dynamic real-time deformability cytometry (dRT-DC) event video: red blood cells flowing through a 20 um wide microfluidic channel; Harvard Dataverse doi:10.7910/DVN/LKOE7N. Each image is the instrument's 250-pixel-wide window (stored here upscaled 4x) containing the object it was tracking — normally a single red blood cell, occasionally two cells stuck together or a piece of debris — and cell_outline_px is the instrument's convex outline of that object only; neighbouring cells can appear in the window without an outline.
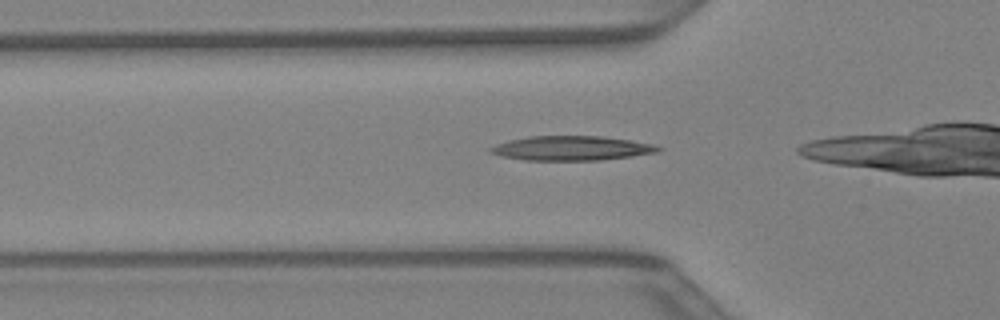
{"species": "Egyptian fruit bat (a non-hibernating species)", "species_latin": "Rousettus aegyptiacus", "temperature_condition": "warm", "stored_images_in_passage": 21, "camera_frame_rate_fps": 3000, "um_per_image_px": 0.085, "animal": {"sex": "female"}, "frame": {"image": 1, "passage_image": 2, "time_ms": 0.333, "image_size_px": [1000, 320], "cell_outline_px": [[664, 148], [656, 152], [632, 156], [600, 160], [524, 160], [500, 156], [488, 152], [488, 148], [496, 144], [508, 140], [528, 136], [600, 136], [632, 140], [652, 144]], "centroid_in_image_um": [48.53, 12.59], "position_along_channel_um": 77.3, "area_um2": 23.99}}
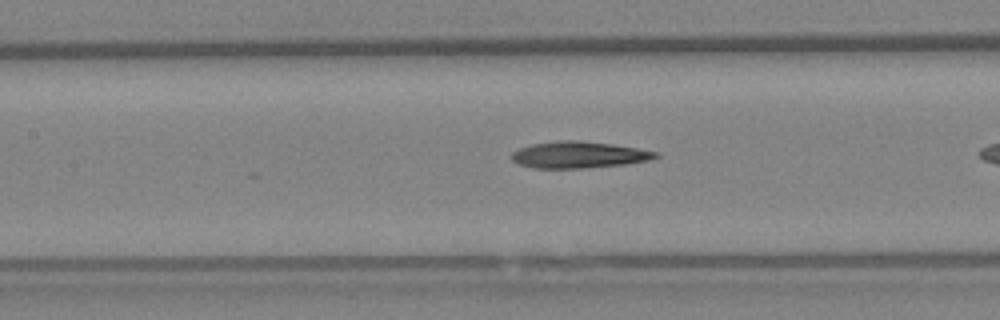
{"frame": {"image": 2, "passage_image": 7, "time_ms": 2.0, "image_size_px": [1000, 320], "cell_outline_px": [[660, 156], [648, 160], [624, 164], [584, 168], [532, 168], [520, 164], [512, 160], [512, 152], [520, 148], [532, 144], [556, 140], [580, 140], [612, 144], [660, 152]], "centroid_in_image_um": [49.2, 13.15], "position_along_channel_um": 158.2, "area_um2": 22.25}}
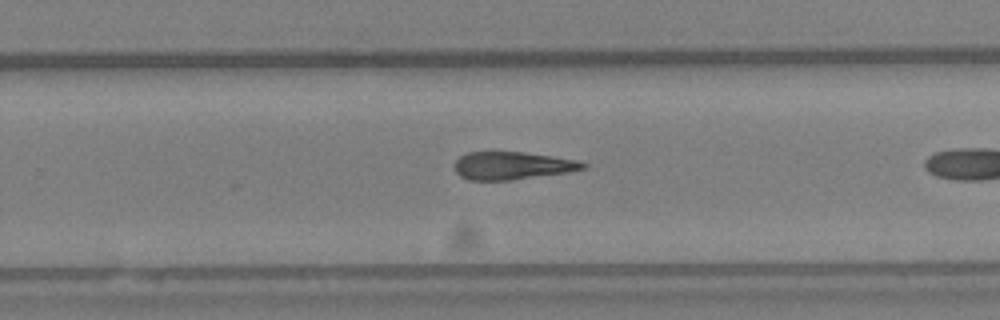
{"frame": {"image": 3, "passage_image": 15, "time_ms": 4.667, "image_size_px": [1000, 320], "cell_outline_px": [[588, 164], [584, 168], [568, 172], [508, 180], [468, 180], [460, 176], [456, 172], [456, 160], [460, 156], [468, 152], [524, 152], [552, 156], [576, 160]], "centroid_in_image_um": [43.53, 14.07], "position_along_channel_um": 286.3, "area_um2": 20.52}}